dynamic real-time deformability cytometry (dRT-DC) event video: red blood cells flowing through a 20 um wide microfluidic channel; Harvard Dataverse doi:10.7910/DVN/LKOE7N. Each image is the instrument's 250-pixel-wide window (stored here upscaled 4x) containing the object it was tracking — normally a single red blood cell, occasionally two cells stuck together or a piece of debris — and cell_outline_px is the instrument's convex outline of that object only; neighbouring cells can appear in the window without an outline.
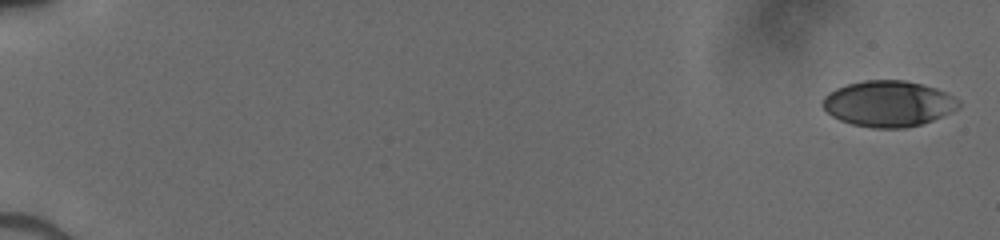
{"species": "human", "species_latin": "Homo sapiens", "temperature_condition": "cold", "stored_images_in_passage": 51, "camera_frame_rate_fps": 3000, "um_per_image_px": 0.085, "donor": {"sex": "male"}, "frame": {"image": 1, "passage_image": 1, "time_ms": 0.0, "image_size_px": [1000, 240], "cell_outline_px": [[960, 108], [932, 120], [920, 124], [904, 128], [872, 128], [852, 124], [840, 120], [832, 116], [820, 104], [824, 96], [828, 92], [836, 88], [848, 84], [864, 80], [904, 80], [936, 88], [960, 100]], "centroid_in_image_um": [75.49, 8.81], "position_along_channel_um": 9.5, "area_um2": 36.36}}
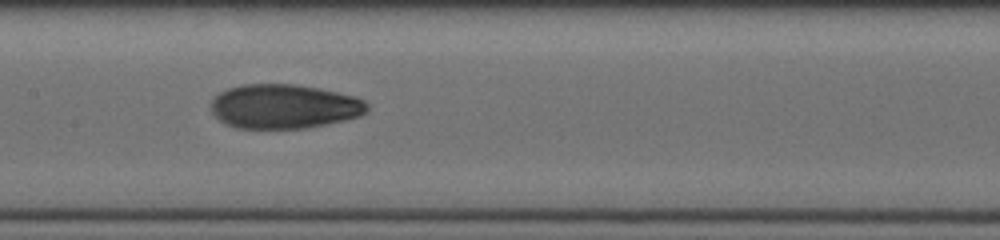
{"frame": {"image": 2, "passage_image": 28, "time_ms": 9.0, "image_size_px": [1000, 240], "cell_outline_px": [[368, 112], [360, 116], [344, 120], [308, 128], [236, 128], [220, 120], [212, 112], [212, 100], [220, 92], [228, 88], [240, 84], [296, 84], [320, 88], [356, 96], [364, 100], [368, 104]], "centroid_in_image_um": [24.19, 9.04], "position_along_channel_um": 183.2, "area_um2": 40.46}}
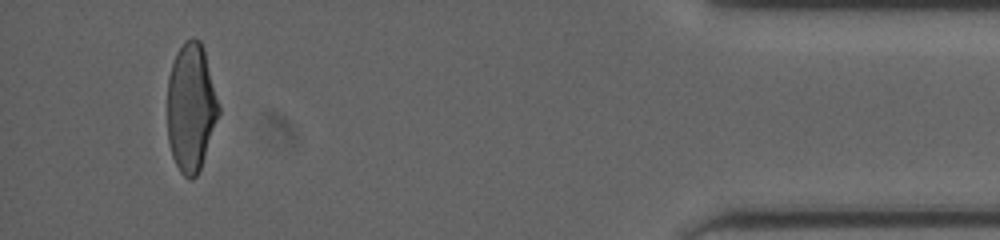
{"frame": {"image": 3, "passage_image": 49, "time_ms": 16.0, "image_size_px": [1000, 240], "cell_outline_px": [[220, 112], [200, 168], [196, 176], [192, 180], [188, 180], [180, 172], [172, 156], [168, 140], [168, 76], [176, 52], [184, 40], [192, 36], [200, 40], [204, 48], [220, 108]], "centroid_in_image_um": [16.23, 9.1], "position_along_channel_um": 419.0, "area_um2": 38.44}}